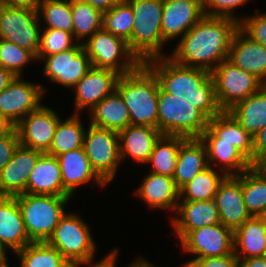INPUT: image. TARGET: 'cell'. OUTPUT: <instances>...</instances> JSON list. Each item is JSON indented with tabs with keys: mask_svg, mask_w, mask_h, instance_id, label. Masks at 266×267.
<instances>
[{
	"mask_svg": "<svg viewBox=\"0 0 266 267\" xmlns=\"http://www.w3.org/2000/svg\"><path fill=\"white\" fill-rule=\"evenodd\" d=\"M239 22L227 17L203 16L169 55L176 63L211 72L228 59L230 44Z\"/></svg>",
	"mask_w": 266,
	"mask_h": 267,
	"instance_id": "6da1fadb",
	"label": "cell"
},
{
	"mask_svg": "<svg viewBox=\"0 0 266 267\" xmlns=\"http://www.w3.org/2000/svg\"><path fill=\"white\" fill-rule=\"evenodd\" d=\"M156 75L159 86L169 94L190 102L209 119L220 114L211 72L176 63L168 56L144 62Z\"/></svg>",
	"mask_w": 266,
	"mask_h": 267,
	"instance_id": "7a4b0ae2",
	"label": "cell"
},
{
	"mask_svg": "<svg viewBox=\"0 0 266 267\" xmlns=\"http://www.w3.org/2000/svg\"><path fill=\"white\" fill-rule=\"evenodd\" d=\"M116 90L128 108L130 125L158 129L159 82L145 63L142 62L134 71L120 75Z\"/></svg>",
	"mask_w": 266,
	"mask_h": 267,
	"instance_id": "3957f363",
	"label": "cell"
},
{
	"mask_svg": "<svg viewBox=\"0 0 266 267\" xmlns=\"http://www.w3.org/2000/svg\"><path fill=\"white\" fill-rule=\"evenodd\" d=\"M133 10L131 39L127 42L130 50L141 62L166 56L161 54L166 43L162 38L161 22L163 0H125Z\"/></svg>",
	"mask_w": 266,
	"mask_h": 267,
	"instance_id": "277c9868",
	"label": "cell"
},
{
	"mask_svg": "<svg viewBox=\"0 0 266 267\" xmlns=\"http://www.w3.org/2000/svg\"><path fill=\"white\" fill-rule=\"evenodd\" d=\"M31 242H47L60 219L70 196L22 193L15 196Z\"/></svg>",
	"mask_w": 266,
	"mask_h": 267,
	"instance_id": "5b68a950",
	"label": "cell"
},
{
	"mask_svg": "<svg viewBox=\"0 0 266 267\" xmlns=\"http://www.w3.org/2000/svg\"><path fill=\"white\" fill-rule=\"evenodd\" d=\"M209 118L190 102L158 90V130L164 135L200 138Z\"/></svg>",
	"mask_w": 266,
	"mask_h": 267,
	"instance_id": "8992f818",
	"label": "cell"
},
{
	"mask_svg": "<svg viewBox=\"0 0 266 267\" xmlns=\"http://www.w3.org/2000/svg\"><path fill=\"white\" fill-rule=\"evenodd\" d=\"M89 228L78 215L65 213L47 243L58 249L70 264L86 266L91 264L96 253V244Z\"/></svg>",
	"mask_w": 266,
	"mask_h": 267,
	"instance_id": "52a82bcc",
	"label": "cell"
},
{
	"mask_svg": "<svg viewBox=\"0 0 266 267\" xmlns=\"http://www.w3.org/2000/svg\"><path fill=\"white\" fill-rule=\"evenodd\" d=\"M82 44L91 60L92 67L95 68L109 69L124 75L134 71L142 63L124 39L104 28L96 31Z\"/></svg>",
	"mask_w": 266,
	"mask_h": 267,
	"instance_id": "ba28073f",
	"label": "cell"
},
{
	"mask_svg": "<svg viewBox=\"0 0 266 267\" xmlns=\"http://www.w3.org/2000/svg\"><path fill=\"white\" fill-rule=\"evenodd\" d=\"M211 75L216 99L222 111H229L265 85L256 75L243 71L228 59L216 66Z\"/></svg>",
	"mask_w": 266,
	"mask_h": 267,
	"instance_id": "9c48e42d",
	"label": "cell"
},
{
	"mask_svg": "<svg viewBox=\"0 0 266 267\" xmlns=\"http://www.w3.org/2000/svg\"><path fill=\"white\" fill-rule=\"evenodd\" d=\"M83 149L96 173L106 183L112 181L121 162L118 132L90 124Z\"/></svg>",
	"mask_w": 266,
	"mask_h": 267,
	"instance_id": "30bf717a",
	"label": "cell"
},
{
	"mask_svg": "<svg viewBox=\"0 0 266 267\" xmlns=\"http://www.w3.org/2000/svg\"><path fill=\"white\" fill-rule=\"evenodd\" d=\"M41 17L37 9L6 7L0 13V39L15 43L37 55Z\"/></svg>",
	"mask_w": 266,
	"mask_h": 267,
	"instance_id": "8fae6325",
	"label": "cell"
},
{
	"mask_svg": "<svg viewBox=\"0 0 266 267\" xmlns=\"http://www.w3.org/2000/svg\"><path fill=\"white\" fill-rule=\"evenodd\" d=\"M42 60H45L43 75L67 88L74 87L92 68L81 42L66 51L44 56L39 61Z\"/></svg>",
	"mask_w": 266,
	"mask_h": 267,
	"instance_id": "7c38bea8",
	"label": "cell"
},
{
	"mask_svg": "<svg viewBox=\"0 0 266 267\" xmlns=\"http://www.w3.org/2000/svg\"><path fill=\"white\" fill-rule=\"evenodd\" d=\"M44 91L40 84L30 83L17 76L0 93V116L16 126L30 112L43 105Z\"/></svg>",
	"mask_w": 266,
	"mask_h": 267,
	"instance_id": "4fadbf2b",
	"label": "cell"
},
{
	"mask_svg": "<svg viewBox=\"0 0 266 267\" xmlns=\"http://www.w3.org/2000/svg\"><path fill=\"white\" fill-rule=\"evenodd\" d=\"M185 252L196 255L193 259L226 256L234 253V231L222 223L191 230L182 240Z\"/></svg>",
	"mask_w": 266,
	"mask_h": 267,
	"instance_id": "5bb4252c",
	"label": "cell"
},
{
	"mask_svg": "<svg viewBox=\"0 0 266 267\" xmlns=\"http://www.w3.org/2000/svg\"><path fill=\"white\" fill-rule=\"evenodd\" d=\"M60 117L55 110L42 105L30 112L16 126L20 145L46 153L52 144Z\"/></svg>",
	"mask_w": 266,
	"mask_h": 267,
	"instance_id": "9a60e30c",
	"label": "cell"
},
{
	"mask_svg": "<svg viewBox=\"0 0 266 267\" xmlns=\"http://www.w3.org/2000/svg\"><path fill=\"white\" fill-rule=\"evenodd\" d=\"M214 201L218 209L220 222L233 231L252 217L244 202L242 173L225 176L218 186Z\"/></svg>",
	"mask_w": 266,
	"mask_h": 267,
	"instance_id": "2e32d148",
	"label": "cell"
},
{
	"mask_svg": "<svg viewBox=\"0 0 266 267\" xmlns=\"http://www.w3.org/2000/svg\"><path fill=\"white\" fill-rule=\"evenodd\" d=\"M204 16L202 0H163L161 22L165 42L181 38Z\"/></svg>",
	"mask_w": 266,
	"mask_h": 267,
	"instance_id": "e0dca14e",
	"label": "cell"
},
{
	"mask_svg": "<svg viewBox=\"0 0 266 267\" xmlns=\"http://www.w3.org/2000/svg\"><path fill=\"white\" fill-rule=\"evenodd\" d=\"M120 74L113 70L92 67L89 72L73 87L75 88V109L92 110L105 97L116 90Z\"/></svg>",
	"mask_w": 266,
	"mask_h": 267,
	"instance_id": "ac0fdd59",
	"label": "cell"
},
{
	"mask_svg": "<svg viewBox=\"0 0 266 267\" xmlns=\"http://www.w3.org/2000/svg\"><path fill=\"white\" fill-rule=\"evenodd\" d=\"M42 154V151L19 144L0 172V196H16L25 192L30 172Z\"/></svg>",
	"mask_w": 266,
	"mask_h": 267,
	"instance_id": "d6986e66",
	"label": "cell"
},
{
	"mask_svg": "<svg viewBox=\"0 0 266 267\" xmlns=\"http://www.w3.org/2000/svg\"><path fill=\"white\" fill-rule=\"evenodd\" d=\"M202 141H227L238 149L253 164V136L228 112L209 119L203 131Z\"/></svg>",
	"mask_w": 266,
	"mask_h": 267,
	"instance_id": "ffe728a7",
	"label": "cell"
},
{
	"mask_svg": "<svg viewBox=\"0 0 266 267\" xmlns=\"http://www.w3.org/2000/svg\"><path fill=\"white\" fill-rule=\"evenodd\" d=\"M176 214L178 216L172 217L171 222L180 241L191 230L221 223L214 199L179 202Z\"/></svg>",
	"mask_w": 266,
	"mask_h": 267,
	"instance_id": "44dd1931",
	"label": "cell"
},
{
	"mask_svg": "<svg viewBox=\"0 0 266 267\" xmlns=\"http://www.w3.org/2000/svg\"><path fill=\"white\" fill-rule=\"evenodd\" d=\"M228 60L266 84V47L252 40L240 28L233 35Z\"/></svg>",
	"mask_w": 266,
	"mask_h": 267,
	"instance_id": "7402d4cb",
	"label": "cell"
},
{
	"mask_svg": "<svg viewBox=\"0 0 266 267\" xmlns=\"http://www.w3.org/2000/svg\"><path fill=\"white\" fill-rule=\"evenodd\" d=\"M31 243L15 196H0V246L17 253Z\"/></svg>",
	"mask_w": 266,
	"mask_h": 267,
	"instance_id": "603a6c76",
	"label": "cell"
},
{
	"mask_svg": "<svg viewBox=\"0 0 266 267\" xmlns=\"http://www.w3.org/2000/svg\"><path fill=\"white\" fill-rule=\"evenodd\" d=\"M64 191L72 197L76 187L94 180L99 187L107 183L92 168L83 147L57 156Z\"/></svg>",
	"mask_w": 266,
	"mask_h": 267,
	"instance_id": "cb8c5ba5",
	"label": "cell"
},
{
	"mask_svg": "<svg viewBox=\"0 0 266 267\" xmlns=\"http://www.w3.org/2000/svg\"><path fill=\"white\" fill-rule=\"evenodd\" d=\"M150 208L163 210H177L180 191L173 177L150 172L134 192Z\"/></svg>",
	"mask_w": 266,
	"mask_h": 267,
	"instance_id": "d4e9b609",
	"label": "cell"
},
{
	"mask_svg": "<svg viewBox=\"0 0 266 267\" xmlns=\"http://www.w3.org/2000/svg\"><path fill=\"white\" fill-rule=\"evenodd\" d=\"M118 135L121 161L128 155L137 163L147 164L154 144L162 133L150 126L128 125Z\"/></svg>",
	"mask_w": 266,
	"mask_h": 267,
	"instance_id": "484cf974",
	"label": "cell"
},
{
	"mask_svg": "<svg viewBox=\"0 0 266 267\" xmlns=\"http://www.w3.org/2000/svg\"><path fill=\"white\" fill-rule=\"evenodd\" d=\"M27 194L69 196L63 189L60 164L56 156L43 153L30 172Z\"/></svg>",
	"mask_w": 266,
	"mask_h": 267,
	"instance_id": "4316f807",
	"label": "cell"
},
{
	"mask_svg": "<svg viewBox=\"0 0 266 267\" xmlns=\"http://www.w3.org/2000/svg\"><path fill=\"white\" fill-rule=\"evenodd\" d=\"M209 167L207 149L200 138H186L180 145L173 179L180 190Z\"/></svg>",
	"mask_w": 266,
	"mask_h": 267,
	"instance_id": "83f0119b",
	"label": "cell"
},
{
	"mask_svg": "<svg viewBox=\"0 0 266 267\" xmlns=\"http://www.w3.org/2000/svg\"><path fill=\"white\" fill-rule=\"evenodd\" d=\"M234 254L239 259L265 256L266 226L259 216L250 217L234 231Z\"/></svg>",
	"mask_w": 266,
	"mask_h": 267,
	"instance_id": "f1b7e54d",
	"label": "cell"
},
{
	"mask_svg": "<svg viewBox=\"0 0 266 267\" xmlns=\"http://www.w3.org/2000/svg\"><path fill=\"white\" fill-rule=\"evenodd\" d=\"M90 112V124L99 128L119 132L130 125L128 108L117 90L105 97Z\"/></svg>",
	"mask_w": 266,
	"mask_h": 267,
	"instance_id": "f546056e",
	"label": "cell"
},
{
	"mask_svg": "<svg viewBox=\"0 0 266 267\" xmlns=\"http://www.w3.org/2000/svg\"><path fill=\"white\" fill-rule=\"evenodd\" d=\"M241 126L254 136L266 127V84L256 93L228 111Z\"/></svg>",
	"mask_w": 266,
	"mask_h": 267,
	"instance_id": "4dcf8cb0",
	"label": "cell"
},
{
	"mask_svg": "<svg viewBox=\"0 0 266 267\" xmlns=\"http://www.w3.org/2000/svg\"><path fill=\"white\" fill-rule=\"evenodd\" d=\"M207 149L210 167L217 164L221 173L240 175L252 167L251 162L231 143L227 141H203ZM220 164V165H219ZM223 170V171H222Z\"/></svg>",
	"mask_w": 266,
	"mask_h": 267,
	"instance_id": "1f68e13d",
	"label": "cell"
},
{
	"mask_svg": "<svg viewBox=\"0 0 266 267\" xmlns=\"http://www.w3.org/2000/svg\"><path fill=\"white\" fill-rule=\"evenodd\" d=\"M182 136L164 135L155 142L153 151L147 164H151L150 172L173 177L178 159Z\"/></svg>",
	"mask_w": 266,
	"mask_h": 267,
	"instance_id": "d6a6232c",
	"label": "cell"
},
{
	"mask_svg": "<svg viewBox=\"0 0 266 267\" xmlns=\"http://www.w3.org/2000/svg\"><path fill=\"white\" fill-rule=\"evenodd\" d=\"M84 130L79 113L72 114L65 121L60 119L50 149L46 153L57 157L63 153L82 148Z\"/></svg>",
	"mask_w": 266,
	"mask_h": 267,
	"instance_id": "836d02e7",
	"label": "cell"
},
{
	"mask_svg": "<svg viewBox=\"0 0 266 267\" xmlns=\"http://www.w3.org/2000/svg\"><path fill=\"white\" fill-rule=\"evenodd\" d=\"M20 267H71L60 251L47 242H31L15 253Z\"/></svg>",
	"mask_w": 266,
	"mask_h": 267,
	"instance_id": "e575fe53",
	"label": "cell"
},
{
	"mask_svg": "<svg viewBox=\"0 0 266 267\" xmlns=\"http://www.w3.org/2000/svg\"><path fill=\"white\" fill-rule=\"evenodd\" d=\"M73 20L72 34L75 40L84 42V38H90L96 31L103 28V12L89 3L80 0H71Z\"/></svg>",
	"mask_w": 266,
	"mask_h": 267,
	"instance_id": "d590c367",
	"label": "cell"
},
{
	"mask_svg": "<svg viewBox=\"0 0 266 267\" xmlns=\"http://www.w3.org/2000/svg\"><path fill=\"white\" fill-rule=\"evenodd\" d=\"M213 168L214 167L210 166L207 167L205 170L198 173L190 182L184 185L179 190L180 200L201 201L214 199L218 186L226 175L224 173L219 175Z\"/></svg>",
	"mask_w": 266,
	"mask_h": 267,
	"instance_id": "8d00e7d4",
	"label": "cell"
},
{
	"mask_svg": "<svg viewBox=\"0 0 266 267\" xmlns=\"http://www.w3.org/2000/svg\"><path fill=\"white\" fill-rule=\"evenodd\" d=\"M244 202L251 216H260L266 209V180L252 167L242 173Z\"/></svg>",
	"mask_w": 266,
	"mask_h": 267,
	"instance_id": "74e56055",
	"label": "cell"
},
{
	"mask_svg": "<svg viewBox=\"0 0 266 267\" xmlns=\"http://www.w3.org/2000/svg\"><path fill=\"white\" fill-rule=\"evenodd\" d=\"M37 11L38 15L44 19L46 24L44 28L72 33L71 0H40Z\"/></svg>",
	"mask_w": 266,
	"mask_h": 267,
	"instance_id": "f35d334b",
	"label": "cell"
},
{
	"mask_svg": "<svg viewBox=\"0 0 266 267\" xmlns=\"http://www.w3.org/2000/svg\"><path fill=\"white\" fill-rule=\"evenodd\" d=\"M133 17L131 6L125 0H121L103 12V28L128 42L132 35Z\"/></svg>",
	"mask_w": 266,
	"mask_h": 267,
	"instance_id": "ab89813d",
	"label": "cell"
},
{
	"mask_svg": "<svg viewBox=\"0 0 266 267\" xmlns=\"http://www.w3.org/2000/svg\"><path fill=\"white\" fill-rule=\"evenodd\" d=\"M30 60H37L31 51L0 39V66L4 69L11 71L16 77L23 76V68Z\"/></svg>",
	"mask_w": 266,
	"mask_h": 267,
	"instance_id": "60d3db41",
	"label": "cell"
},
{
	"mask_svg": "<svg viewBox=\"0 0 266 267\" xmlns=\"http://www.w3.org/2000/svg\"><path fill=\"white\" fill-rule=\"evenodd\" d=\"M73 38V34L70 32L52 28H45V30L41 29L40 43L36 59L40 60L44 56L58 54L74 47L77 44V41L75 42V39Z\"/></svg>",
	"mask_w": 266,
	"mask_h": 267,
	"instance_id": "b9f144b4",
	"label": "cell"
},
{
	"mask_svg": "<svg viewBox=\"0 0 266 267\" xmlns=\"http://www.w3.org/2000/svg\"><path fill=\"white\" fill-rule=\"evenodd\" d=\"M249 0H202L204 16L227 17L240 22L233 13L237 6L247 4Z\"/></svg>",
	"mask_w": 266,
	"mask_h": 267,
	"instance_id": "7bdbcfd3",
	"label": "cell"
},
{
	"mask_svg": "<svg viewBox=\"0 0 266 267\" xmlns=\"http://www.w3.org/2000/svg\"><path fill=\"white\" fill-rule=\"evenodd\" d=\"M240 18L239 28L252 40L266 47V13Z\"/></svg>",
	"mask_w": 266,
	"mask_h": 267,
	"instance_id": "ee69618b",
	"label": "cell"
},
{
	"mask_svg": "<svg viewBox=\"0 0 266 267\" xmlns=\"http://www.w3.org/2000/svg\"><path fill=\"white\" fill-rule=\"evenodd\" d=\"M183 267H239V258L234 254L198 258L187 261Z\"/></svg>",
	"mask_w": 266,
	"mask_h": 267,
	"instance_id": "f6af8a7d",
	"label": "cell"
},
{
	"mask_svg": "<svg viewBox=\"0 0 266 267\" xmlns=\"http://www.w3.org/2000/svg\"><path fill=\"white\" fill-rule=\"evenodd\" d=\"M19 144V134L16 128H14L5 137L0 138V172L2 171L3 167L10 161Z\"/></svg>",
	"mask_w": 266,
	"mask_h": 267,
	"instance_id": "bcb514c9",
	"label": "cell"
},
{
	"mask_svg": "<svg viewBox=\"0 0 266 267\" xmlns=\"http://www.w3.org/2000/svg\"><path fill=\"white\" fill-rule=\"evenodd\" d=\"M263 156H266V127L253 136V163Z\"/></svg>",
	"mask_w": 266,
	"mask_h": 267,
	"instance_id": "7dc6e473",
	"label": "cell"
},
{
	"mask_svg": "<svg viewBox=\"0 0 266 267\" xmlns=\"http://www.w3.org/2000/svg\"><path fill=\"white\" fill-rule=\"evenodd\" d=\"M6 7L37 9L40 0H1Z\"/></svg>",
	"mask_w": 266,
	"mask_h": 267,
	"instance_id": "c3c4849f",
	"label": "cell"
},
{
	"mask_svg": "<svg viewBox=\"0 0 266 267\" xmlns=\"http://www.w3.org/2000/svg\"><path fill=\"white\" fill-rule=\"evenodd\" d=\"M89 3L95 8H98L102 12H105L112 8L114 5L118 4L121 0H80Z\"/></svg>",
	"mask_w": 266,
	"mask_h": 267,
	"instance_id": "681fc988",
	"label": "cell"
},
{
	"mask_svg": "<svg viewBox=\"0 0 266 267\" xmlns=\"http://www.w3.org/2000/svg\"><path fill=\"white\" fill-rule=\"evenodd\" d=\"M239 267H266L265 256L239 259Z\"/></svg>",
	"mask_w": 266,
	"mask_h": 267,
	"instance_id": "f907efd6",
	"label": "cell"
},
{
	"mask_svg": "<svg viewBox=\"0 0 266 267\" xmlns=\"http://www.w3.org/2000/svg\"><path fill=\"white\" fill-rule=\"evenodd\" d=\"M87 267H114V250L104 256L102 260L97 263L86 264ZM71 267H80V264L71 265Z\"/></svg>",
	"mask_w": 266,
	"mask_h": 267,
	"instance_id": "816d5d0a",
	"label": "cell"
},
{
	"mask_svg": "<svg viewBox=\"0 0 266 267\" xmlns=\"http://www.w3.org/2000/svg\"><path fill=\"white\" fill-rule=\"evenodd\" d=\"M16 78L9 70L0 66V93Z\"/></svg>",
	"mask_w": 266,
	"mask_h": 267,
	"instance_id": "f5cc1de1",
	"label": "cell"
},
{
	"mask_svg": "<svg viewBox=\"0 0 266 267\" xmlns=\"http://www.w3.org/2000/svg\"><path fill=\"white\" fill-rule=\"evenodd\" d=\"M117 257H118V251L117 249H115L114 250V267L116 266L115 262H116ZM128 267H157V266L150 263L146 259H143V257L142 258L137 257L136 260L133 261L131 265H128Z\"/></svg>",
	"mask_w": 266,
	"mask_h": 267,
	"instance_id": "db71d44e",
	"label": "cell"
},
{
	"mask_svg": "<svg viewBox=\"0 0 266 267\" xmlns=\"http://www.w3.org/2000/svg\"><path fill=\"white\" fill-rule=\"evenodd\" d=\"M15 126L5 117L0 116V138L8 135Z\"/></svg>",
	"mask_w": 266,
	"mask_h": 267,
	"instance_id": "11a10c76",
	"label": "cell"
},
{
	"mask_svg": "<svg viewBox=\"0 0 266 267\" xmlns=\"http://www.w3.org/2000/svg\"><path fill=\"white\" fill-rule=\"evenodd\" d=\"M252 168L266 180V156L258 158Z\"/></svg>",
	"mask_w": 266,
	"mask_h": 267,
	"instance_id": "9f6ffc18",
	"label": "cell"
},
{
	"mask_svg": "<svg viewBox=\"0 0 266 267\" xmlns=\"http://www.w3.org/2000/svg\"><path fill=\"white\" fill-rule=\"evenodd\" d=\"M0 267H10L7 263L6 255L0 259Z\"/></svg>",
	"mask_w": 266,
	"mask_h": 267,
	"instance_id": "6f0895ef",
	"label": "cell"
},
{
	"mask_svg": "<svg viewBox=\"0 0 266 267\" xmlns=\"http://www.w3.org/2000/svg\"><path fill=\"white\" fill-rule=\"evenodd\" d=\"M259 217L263 220L264 225L266 226V209L262 212V214Z\"/></svg>",
	"mask_w": 266,
	"mask_h": 267,
	"instance_id": "680465c9",
	"label": "cell"
},
{
	"mask_svg": "<svg viewBox=\"0 0 266 267\" xmlns=\"http://www.w3.org/2000/svg\"><path fill=\"white\" fill-rule=\"evenodd\" d=\"M7 252L0 246V259L6 255Z\"/></svg>",
	"mask_w": 266,
	"mask_h": 267,
	"instance_id": "91938a15",
	"label": "cell"
},
{
	"mask_svg": "<svg viewBox=\"0 0 266 267\" xmlns=\"http://www.w3.org/2000/svg\"><path fill=\"white\" fill-rule=\"evenodd\" d=\"M3 7H4V5H3L2 1L0 0V13H1V10Z\"/></svg>",
	"mask_w": 266,
	"mask_h": 267,
	"instance_id": "94428289",
	"label": "cell"
}]
</instances>
